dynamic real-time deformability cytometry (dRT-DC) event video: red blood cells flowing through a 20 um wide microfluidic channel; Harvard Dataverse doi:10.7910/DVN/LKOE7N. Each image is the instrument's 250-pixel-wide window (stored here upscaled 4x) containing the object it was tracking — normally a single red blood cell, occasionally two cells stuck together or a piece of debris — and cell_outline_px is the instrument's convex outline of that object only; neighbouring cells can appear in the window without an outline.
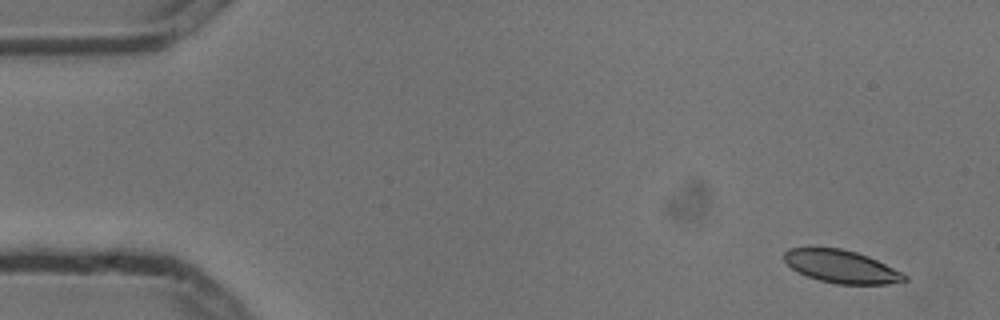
{"species": "common noctule bat (a hibernating species)", "species_latin": "Nyctalus noctula", "temperature_condition": "cold", "stored_images_in_passage": 5, "camera_frame_rate_fps": 3000, "um_per_image_px": 0.085, "animal": {"sex": "male", "body_mass_g": 13.3}, "frame": {"image": 1, "passage_image": 1, "time_ms": 0.0, "image_size_px": [1000, 320], "cell_outline_px": [[908, 280], [888, 284], [836, 284], [820, 280], [796, 272], [784, 260], [784, 252], [788, 248], [812, 244], [840, 248], [856, 252], [868, 256], [908, 276]], "centroid_in_image_um": [71.42, 22.61], "position_along_channel_um": 13.6, "area_um2": 23.52}}
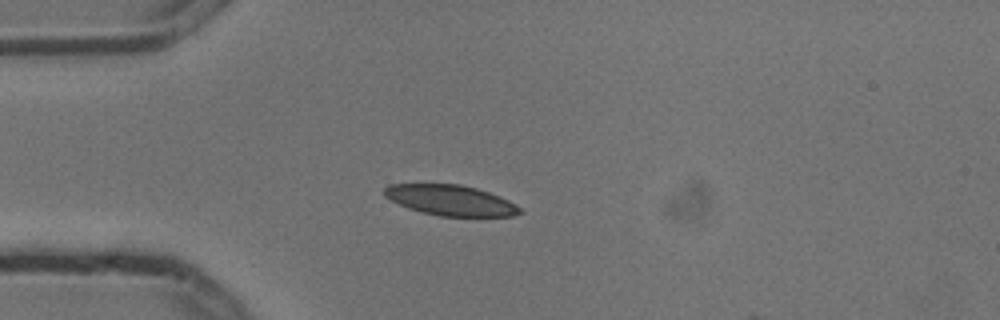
{"frame": {"image": 2, "passage_image": 4, "time_ms": 1.0, "image_size_px": [1000, 320], "cell_outline_px": [[524, 212], [512, 216], [440, 216], [408, 208], [384, 196], [384, 188], [388, 184], [460, 184], [476, 188], [488, 192], [508, 200], [516, 204]], "centroid_in_image_um": [38.31, 17.02], "position_along_channel_um": 46.7, "area_um2": 23.87}}